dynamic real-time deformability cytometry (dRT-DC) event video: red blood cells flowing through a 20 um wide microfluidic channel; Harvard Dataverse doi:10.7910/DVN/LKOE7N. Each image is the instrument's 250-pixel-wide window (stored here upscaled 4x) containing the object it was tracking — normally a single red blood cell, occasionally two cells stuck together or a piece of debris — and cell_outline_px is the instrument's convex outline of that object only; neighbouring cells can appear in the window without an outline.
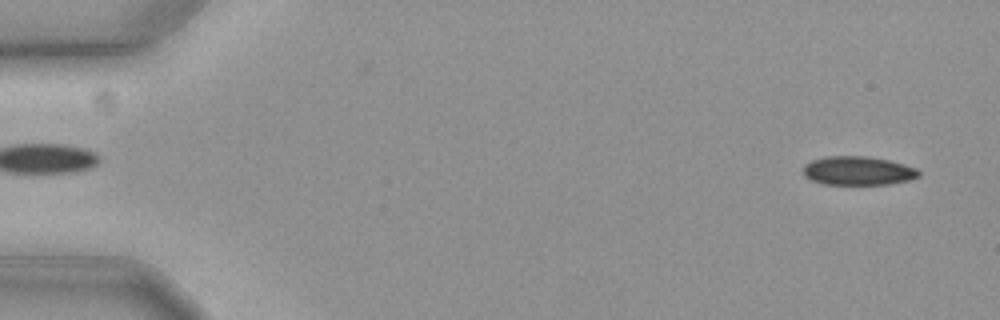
{"species": "common noctule bat (a hibernating species)", "species_latin": "Nyctalus noctula", "temperature_condition": "cold", "stored_images_in_passage": 58, "camera_frame_rate_fps": 3000, "um_per_image_px": 0.085, "animal": {"sex": "female", "body_mass_g": 19.3, "forearm_length_mm": 54.1}, "frame": {"image": 1, "passage_image": 3, "time_ms": 0.667, "image_size_px": [1000, 320], "cell_outline_px": [[920, 176], [908, 180], [888, 184], [824, 184], [812, 180], [804, 176], [804, 164], [812, 160], [828, 156], [868, 156], [888, 160], [904, 164], [916, 168], [920, 172]], "centroid_in_image_um": [72.93, 14.51], "position_along_channel_um": 12.1, "area_um2": 19.31}}
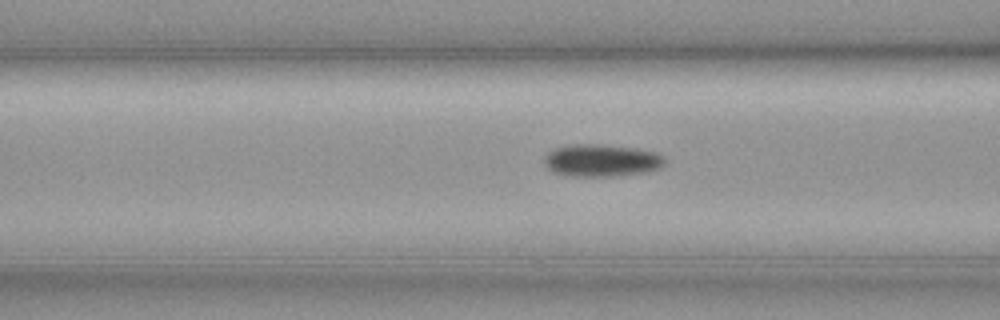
{"frame": {"image": 2, "passage_image": 23, "time_ms": 7.333, "image_size_px": [1000, 320], "cell_outline_px": [[664, 164], [660, 168], [644, 172], [608, 176], [572, 176], [552, 172], [544, 164], [544, 156], [548, 152], [556, 148], [572, 144], [600, 144], [636, 148], [656, 152], [664, 156]], "centroid_in_image_um": [51.11, 13.63], "position_along_channel_um": 115.5, "area_um2": 22.66}}
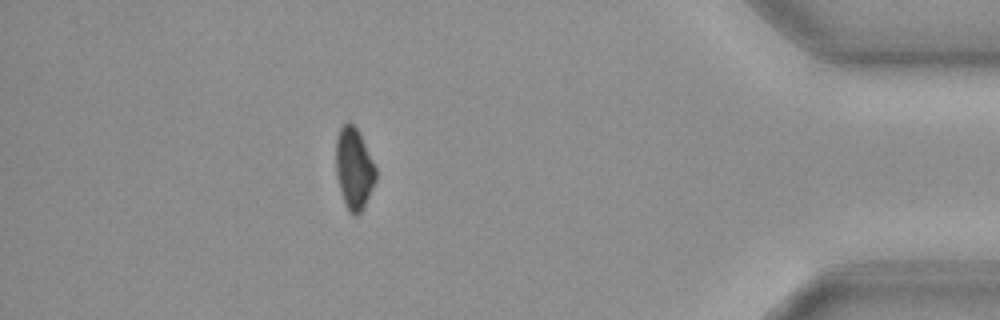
{"frame": {"image": 3, "passage_image": 51, "time_ms": 16.667, "image_size_px": [1000, 320], "cell_outline_px": [[376, 180], [360, 212], [356, 216], [352, 216], [348, 212], [344, 204], [336, 176], [336, 140], [340, 128], [348, 120], [356, 128], [376, 168]], "centroid_in_image_um": [30.06, 14.35], "position_along_channel_um": 405.1, "area_um2": 18.67}}